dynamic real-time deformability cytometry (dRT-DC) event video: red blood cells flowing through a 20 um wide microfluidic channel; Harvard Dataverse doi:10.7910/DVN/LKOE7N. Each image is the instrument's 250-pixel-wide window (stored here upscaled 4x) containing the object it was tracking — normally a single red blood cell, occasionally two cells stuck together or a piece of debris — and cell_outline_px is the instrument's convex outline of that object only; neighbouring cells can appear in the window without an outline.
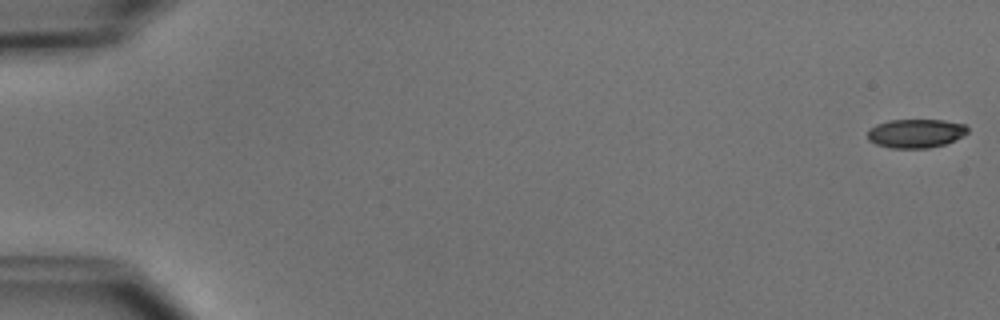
{"species": "common noctule bat (a hibernating species)", "species_latin": "Nyctalus noctula", "temperature_condition": "cold", "stored_images_in_passage": 5, "camera_frame_rate_fps": 3000, "um_per_image_px": 0.085, "animal": {"sex": "male", "body_mass_g": 15.6}, "frame": {"image": 1, "passage_image": 1, "time_ms": 0.0, "image_size_px": [1000, 320], "cell_outline_px": [[968, 132], [964, 136], [956, 140], [944, 144], [928, 148], [892, 148], [876, 144], [868, 140], [868, 128], [876, 124], [888, 120], [944, 120], [964, 124], [968, 128]], "centroid_in_image_um": [77.84, 11.33], "position_along_channel_um": 7.2, "area_um2": 16.94}}
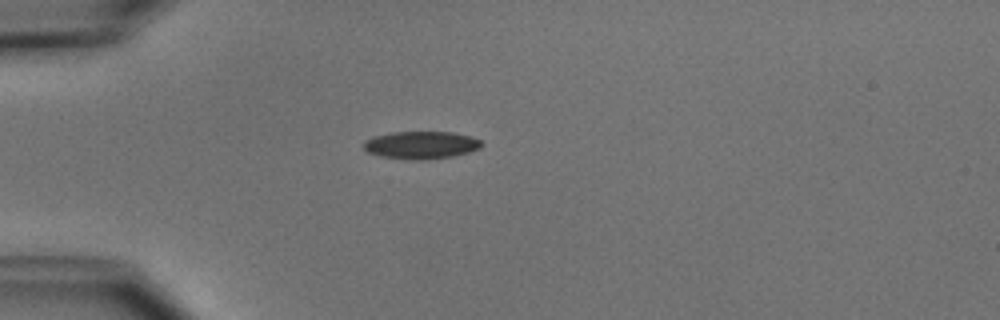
{"frame": {"image": 2, "passage_image": 5, "time_ms": 4.667, "image_size_px": [1000, 320], "cell_outline_px": [[484, 144], [480, 148], [468, 152], [452, 156], [428, 160], [408, 160], [380, 156], [368, 152], [364, 148], [364, 140], [372, 136], [392, 132], [452, 132], [468, 136], [480, 140]], "centroid_in_image_um": [35.76, 12.33], "position_along_channel_um": 49.2, "area_um2": 19.07}}